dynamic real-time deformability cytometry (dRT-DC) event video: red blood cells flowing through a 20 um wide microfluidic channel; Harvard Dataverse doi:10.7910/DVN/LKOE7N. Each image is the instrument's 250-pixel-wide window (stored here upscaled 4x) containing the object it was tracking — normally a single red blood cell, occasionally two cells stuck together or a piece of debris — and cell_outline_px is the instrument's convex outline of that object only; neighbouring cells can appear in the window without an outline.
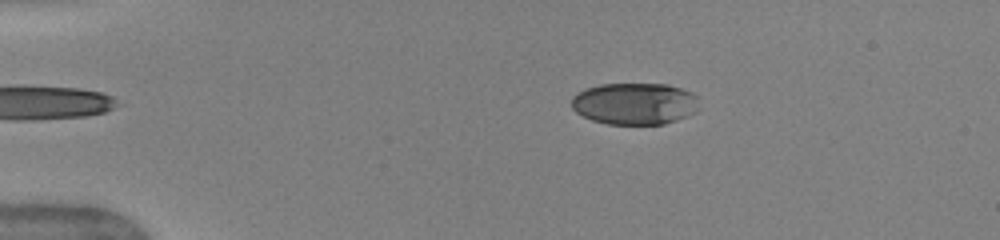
{"species": "human", "species_latin": "Homo sapiens", "temperature_condition": "warm", "stored_images_in_passage": 42, "camera_frame_rate_fps": 3000, "um_per_image_px": 0.085, "donor": {"sex": "female"}, "frame": {"image": 1, "passage_image": 1, "time_ms": 0.0, "image_size_px": [1000, 240], "cell_outline_px": [[700, 108], [696, 112], [676, 120], [664, 124], [608, 124], [592, 120], [576, 112], [572, 108], [572, 96], [584, 88], [600, 84], [668, 84], [692, 92], [696, 96]], "centroid_in_image_um": [53.96, 8.8], "position_along_channel_um": 31.0, "area_um2": 31.27}}
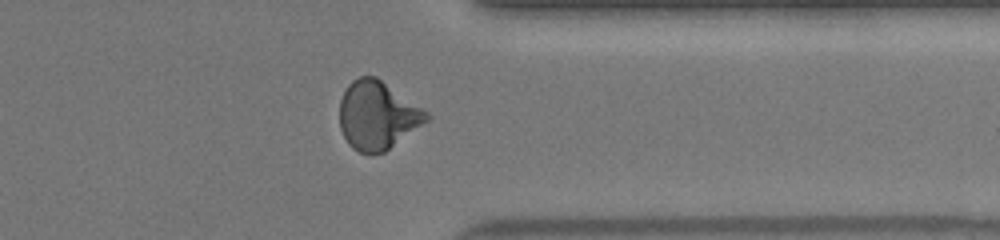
{"frame": {"image": 2, "passage_image": 32, "time_ms": 10.333, "image_size_px": [1000, 240], "cell_outline_px": [[432, 116], [428, 120], [384, 152], [372, 156], [360, 152], [352, 148], [348, 144], [340, 128], [340, 100], [348, 84], [352, 80], [360, 76], [376, 76], [428, 112]], "centroid_in_image_um": [32.06, 9.81], "position_along_channel_um": 379.3, "area_um2": 34.51}}
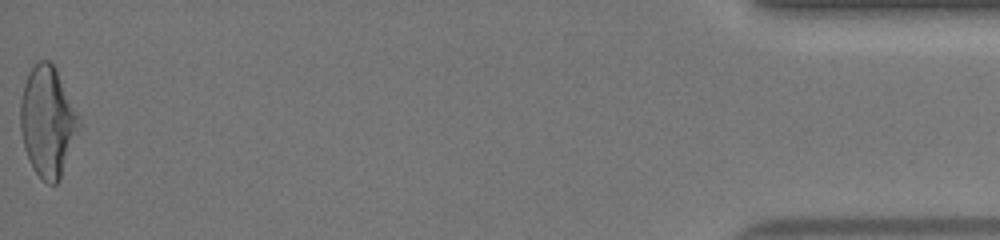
{"frame": {"image": 3, "passage_image": 42, "time_ms": 13.667, "image_size_px": [1000, 240], "cell_outline_px": [[80, 124], [60, 180], [56, 184], [48, 184], [32, 168], [24, 148], [20, 128], [20, 104], [24, 84], [28, 72], [40, 60], [48, 60], [56, 68], [80, 116]], "centroid_in_image_um": [4.04, 10.32], "position_along_channel_um": 431.2, "area_um2": 37.51}, "authors_computed_cell_mechanics": {"area_um2": 33.6685, "velocity_mm_per_s": 4.0392, "shape_relaxation_time_tau1_ms": 5.3257, "shape_relaxation_time_tau2_ms": 1.1303, "deformation_change_tau1": 0.2109, "deformation_change_tau2": 0.0592}}